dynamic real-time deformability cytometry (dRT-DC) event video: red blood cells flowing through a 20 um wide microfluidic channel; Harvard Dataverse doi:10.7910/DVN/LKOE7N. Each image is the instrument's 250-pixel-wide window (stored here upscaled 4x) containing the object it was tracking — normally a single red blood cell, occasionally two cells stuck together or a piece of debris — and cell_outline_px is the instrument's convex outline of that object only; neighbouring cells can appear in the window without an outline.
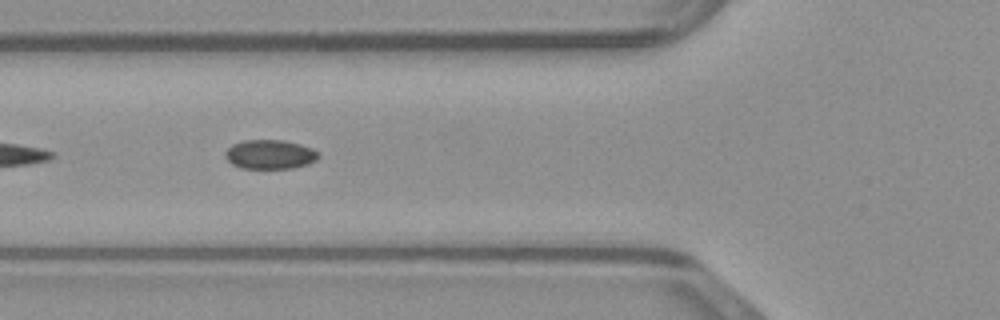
{"species": "common noctule bat (a hibernating species)", "species_latin": "Nyctalus noctula", "temperature_condition": "warm", "stored_images_in_passage": 29, "segment_of_instrument_passage": [2, 2], "camera_frame_rate_fps": 3000, "um_per_image_px": 0.085, "animal": {"sex": "male", "body_mass_g": 23.1, "forearm_length_mm": 52.7}, "frame": {"image": 1, "passage_image": 18, "time_ms": 5.667, "image_size_px": [1000, 320], "cell_outline_px": [[320, 156], [316, 160], [308, 164], [292, 168], [240, 168], [232, 164], [224, 156], [224, 152], [232, 144], [244, 140], [284, 140], [300, 144], [312, 148], [320, 152]], "centroid_in_image_um": [22.95, 13.12], "position_along_channel_um": 102.8, "area_um2": 16.01}}